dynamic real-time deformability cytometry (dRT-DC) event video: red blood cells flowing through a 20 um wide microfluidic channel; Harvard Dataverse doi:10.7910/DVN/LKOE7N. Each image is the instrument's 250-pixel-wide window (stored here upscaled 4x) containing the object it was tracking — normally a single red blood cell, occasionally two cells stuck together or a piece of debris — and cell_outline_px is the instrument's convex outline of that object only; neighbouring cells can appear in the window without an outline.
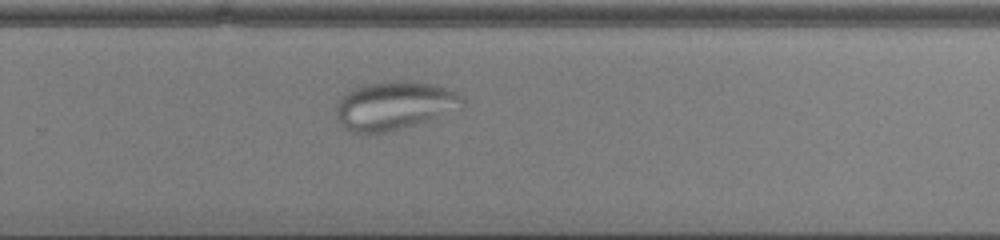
{"species": "common noctule bat (a hibernating species)", "species_latin": "Nyctalus noctula", "temperature_condition": "cold", "stored_images_in_passage": 41, "camera_frame_rate_fps": 3000, "um_per_image_px": 0.085, "animal": {"sex": "male", "body_mass_g": 13.0, "forearm_length_mm": 53.1}, "frame": {"image": 1, "passage_image": 25, "time_ms": 8.0, "image_size_px": [1000, 240], "cell_outline_px": [[464, 100], [460, 108], [400, 128], [368, 136], [364, 136], [352, 132], [340, 124], [336, 116], [336, 104], [352, 88], [364, 84], [392, 80], [404, 80], [432, 84], [456, 92]], "centroid_in_image_um": [33.42, 8.98], "position_along_channel_um": 296.4, "area_um2": 35.32}}